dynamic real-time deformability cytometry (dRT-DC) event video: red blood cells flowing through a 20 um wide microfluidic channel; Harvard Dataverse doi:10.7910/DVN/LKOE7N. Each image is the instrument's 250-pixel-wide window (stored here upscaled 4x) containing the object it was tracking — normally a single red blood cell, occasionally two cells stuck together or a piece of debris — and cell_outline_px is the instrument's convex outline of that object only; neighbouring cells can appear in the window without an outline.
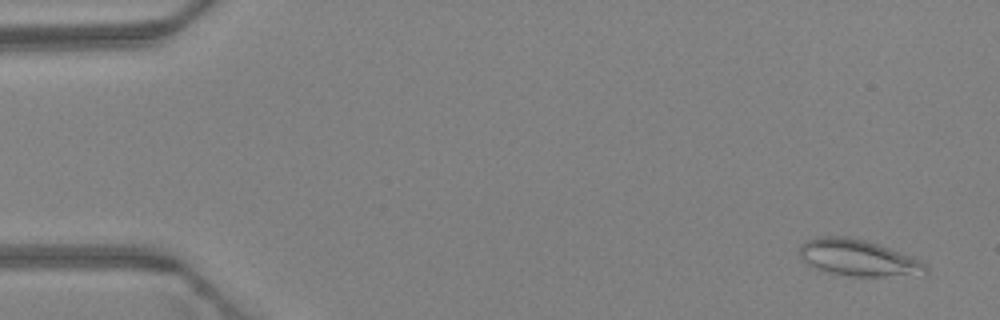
{"species": "Egyptian fruit bat (a non-hibernating species)", "species_latin": "Rousettus aegyptiacus", "temperature_condition": "warm", "stored_images_in_passage": 48, "camera_frame_rate_fps": 3000, "um_per_image_px": 0.085, "animal": {"sex": "female"}, "frame": {"image": 1, "passage_image": 3, "time_ms": 0.667, "image_size_px": [1000, 320], "cell_outline_px": [[928, 272], [884, 276], [848, 276], [828, 272], [816, 268], [808, 264], [800, 256], [800, 244], [816, 236], [844, 236], [864, 240], [880, 244], [920, 260], [928, 264]], "centroid_in_image_um": [72.91, 21.9], "position_along_channel_um": 12.1, "area_um2": 26.47}}
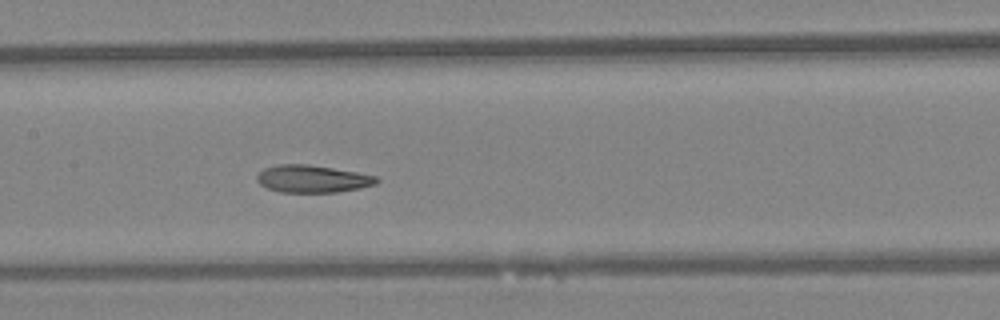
{"frame": {"image": 2, "passage_image": 24, "time_ms": 7.667, "image_size_px": [1000, 320], "cell_outline_px": [[380, 180], [376, 184], [360, 188], [336, 192], [280, 192], [268, 188], [260, 184], [256, 180], [256, 176], [264, 168], [280, 164], [308, 164], [356, 172], [376, 176]], "centroid_in_image_um": [26.55, 15.2], "position_along_channel_um": 180.8, "area_um2": 19.02}}
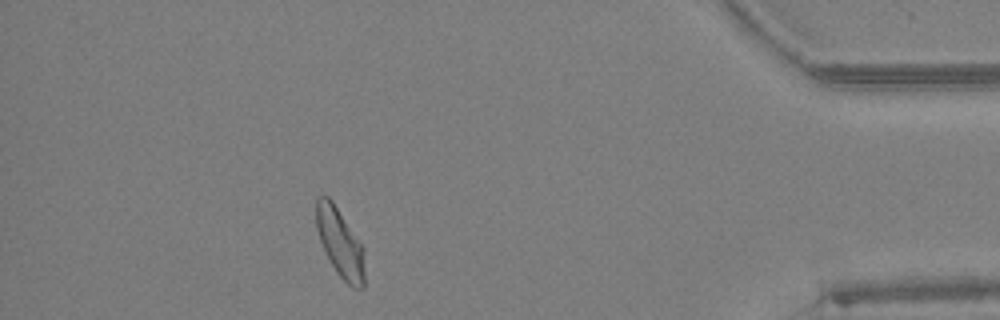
{"frame": {"image": 3, "passage_image": 43, "time_ms": 14.0, "image_size_px": [1000, 320], "cell_outline_px": [[364, 288], [352, 288], [336, 272], [320, 240], [316, 228], [316, 200], [320, 196], [328, 196], [332, 200], [364, 248]], "centroid_in_image_um": [28.91, 20.65], "position_along_channel_um": 406.3, "area_um2": 19.13}, "authors_computed_cell_mechanics": {"area_um2": 20.2589, "velocity_mm_per_s": 4.3203, "shape_relaxation_time_tau1_ms": 8.1728, "shape_relaxation_time_tau2_ms": 1.8724, "deformation_change_tau1": 0.1938, "deformation_change_tau2": 0.0824}}